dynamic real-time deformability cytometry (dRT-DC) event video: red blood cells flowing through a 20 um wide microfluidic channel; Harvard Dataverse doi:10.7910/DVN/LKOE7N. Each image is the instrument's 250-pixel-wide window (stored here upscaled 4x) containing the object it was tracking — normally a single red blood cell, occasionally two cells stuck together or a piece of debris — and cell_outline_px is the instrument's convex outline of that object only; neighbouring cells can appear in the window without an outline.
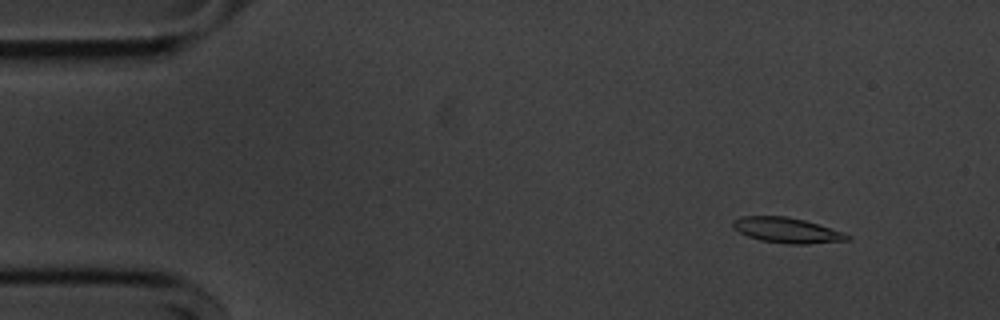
{"species": "common noctule bat (a hibernating species)", "species_latin": "Nyctalus noctula", "temperature_condition": "cold", "stored_images_in_passage": 55, "camera_frame_rate_fps": 3000, "um_per_image_px": 0.085, "animal": {"sex": "male", "body_mass_g": 20.1, "forearm_length_mm": 53.5}, "frame": {"image": 1, "passage_image": 6, "time_ms": 1.667, "image_size_px": [1000, 320], "cell_outline_px": [[852, 236], [848, 240], [808, 244], [788, 244], [760, 240], [748, 236], [732, 228], [732, 220], [740, 216], [784, 216], [804, 220], [844, 232]], "centroid_in_image_um": [66.87, 19.57], "position_along_channel_um": 18.1, "area_um2": 16.88}}
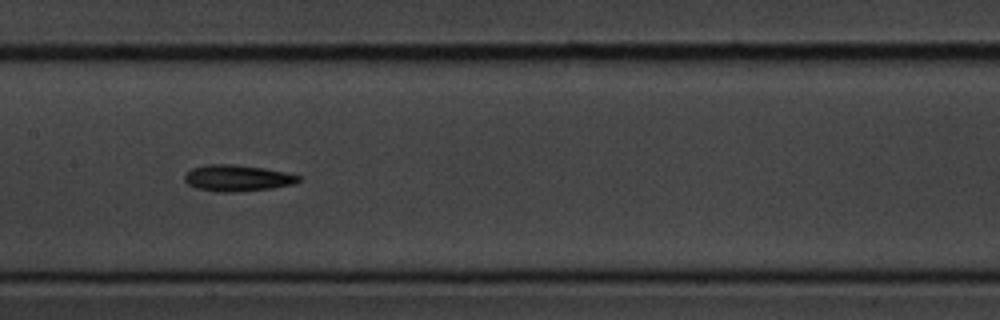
{"frame": {"image": 2, "passage_image": 27, "time_ms": 8.667, "image_size_px": [1000, 320], "cell_outline_px": [[300, 180], [296, 184], [272, 188], [236, 192], [216, 192], [196, 188], [188, 184], [184, 180], [184, 176], [192, 168], [204, 164], [232, 164], [264, 168], [284, 172], [300, 176]], "centroid_in_image_um": [20.16, 15.14], "position_along_channel_um": 187.2, "area_um2": 17.57}}
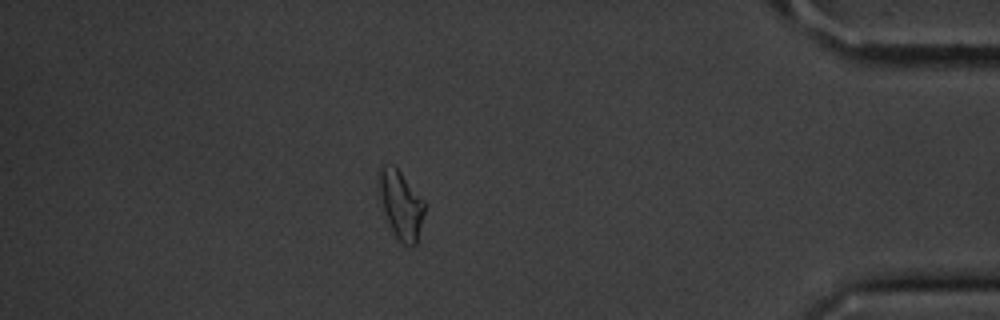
{"frame": {"image": 3, "passage_image": 48, "time_ms": 15.667, "image_size_px": [1000, 320], "cell_outline_px": [[424, 212], [416, 244], [404, 244], [396, 236], [388, 220], [384, 208], [380, 192], [380, 168], [384, 164], [392, 164], [400, 172], [424, 200]], "centroid_in_image_um": [34.1, 17.37], "position_along_channel_um": 401.1, "area_um2": 17.11}, "authors_computed_cell_mechanics": {"area_um2": 17.1088, "velocity_mm_per_s": 3.6478, "shape_relaxation_time_tau1_ms": 3.7708, "shape_relaxation_time_tau2_ms": 5.9811, "deformation_change_tau1": 0.1111, "deformation_change_tau2": 0.1551}}